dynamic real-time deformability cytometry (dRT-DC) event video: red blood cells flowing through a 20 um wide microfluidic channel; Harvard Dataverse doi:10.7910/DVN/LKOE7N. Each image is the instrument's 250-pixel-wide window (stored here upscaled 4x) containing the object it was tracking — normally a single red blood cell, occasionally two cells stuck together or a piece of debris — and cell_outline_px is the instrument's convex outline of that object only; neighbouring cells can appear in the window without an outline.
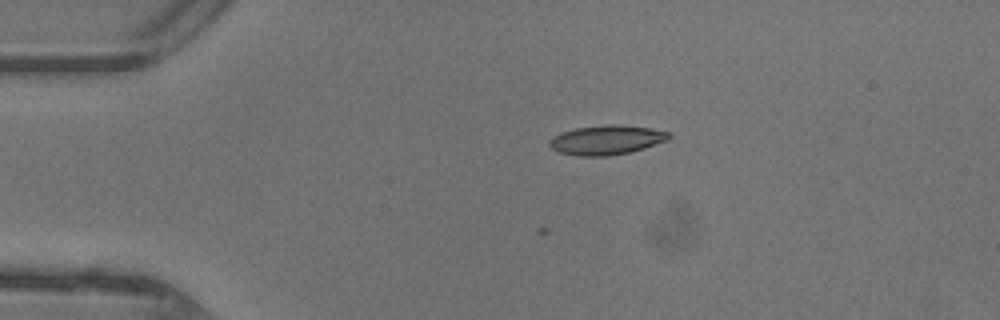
{"species": "common noctule bat (a hibernating species)", "species_latin": "Nyctalus noctula", "temperature_condition": "warm", "stored_images_in_passage": 5, "camera_frame_rate_fps": 3000, "um_per_image_px": 0.085, "animal": {"sex": "female"}, "frame": {"image": 1, "passage_image": 1, "time_ms": 0.0, "image_size_px": [1000, 320], "cell_outline_px": [[672, 136], [668, 140], [644, 148], [628, 152], [608, 156], [576, 156], [560, 152], [552, 148], [548, 144], [560, 132], [576, 128], [608, 124], [620, 124], [652, 128], [668, 132]], "centroid_in_image_um": [51.59, 11.89], "position_along_channel_um": 33.4, "area_um2": 20.4}}